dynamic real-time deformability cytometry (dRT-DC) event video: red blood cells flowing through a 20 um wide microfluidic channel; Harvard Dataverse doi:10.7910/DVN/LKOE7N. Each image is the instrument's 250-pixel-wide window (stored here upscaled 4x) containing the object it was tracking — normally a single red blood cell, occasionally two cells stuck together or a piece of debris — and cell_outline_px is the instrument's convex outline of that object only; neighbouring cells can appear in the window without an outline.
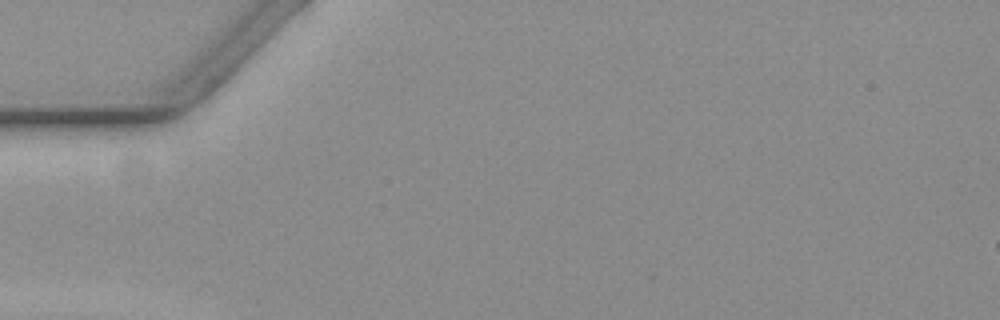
{"species": "common noctule bat (a hibernating species)", "species_latin": "Nyctalus noctula", "temperature_condition": "warm", "stored_images_in_passage": 2, "camera_frame_rate_fps": 3000, "um_per_image_px": 0.085, "animal": {"sex": "female", "body_mass_g": 19.3, "forearm_length_mm": 54.1}, "frame": {"image": 1, "passage_image": 1, "time_ms": 0.0, "image_size_px": [1000, 320], "cell_outline_px": [[132, 260], [128, 264], [104, 268], [100, 268], [32, 264], [20, 260], [12, 256], [36, 252], [92, 248], [124, 248]], "centroid_in_image_um": [6.75, 21.91], "position_along_channel_um": 78.3, "area_um2": 12.54}}